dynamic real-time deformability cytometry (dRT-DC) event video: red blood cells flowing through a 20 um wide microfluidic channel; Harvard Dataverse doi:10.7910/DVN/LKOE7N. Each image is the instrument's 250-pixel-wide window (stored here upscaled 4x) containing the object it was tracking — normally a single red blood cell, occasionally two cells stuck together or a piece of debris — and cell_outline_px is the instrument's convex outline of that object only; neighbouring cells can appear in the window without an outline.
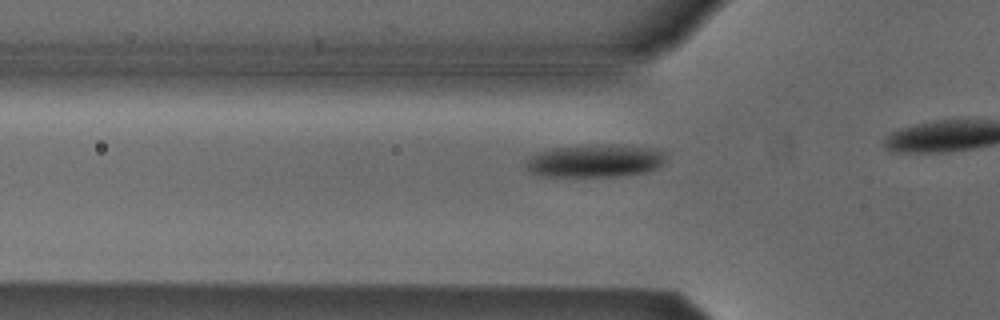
{"species": "Egyptian fruit bat (a non-hibernating species)", "species_latin": "Rousettus aegyptiacus", "temperature_condition": "cold", "stored_images_in_passage": 12, "camera_frame_rate_fps": 3000, "um_per_image_px": 0.085, "animal": {"sex": "male"}, "frame": {"image": 1, "passage_image": 7, "time_ms": 2.0, "image_size_px": [1000, 320], "cell_outline_px": [[668, 152], [664, 164], [648, 172], [616, 176], [544, 176], [532, 172], [528, 168], [528, 160], [532, 156], [540, 152], [552, 148], [580, 144], [616, 144], [656, 148]], "centroid_in_image_um": [50.71, 13.64], "position_along_channel_um": 75.1, "area_um2": 27.11}}
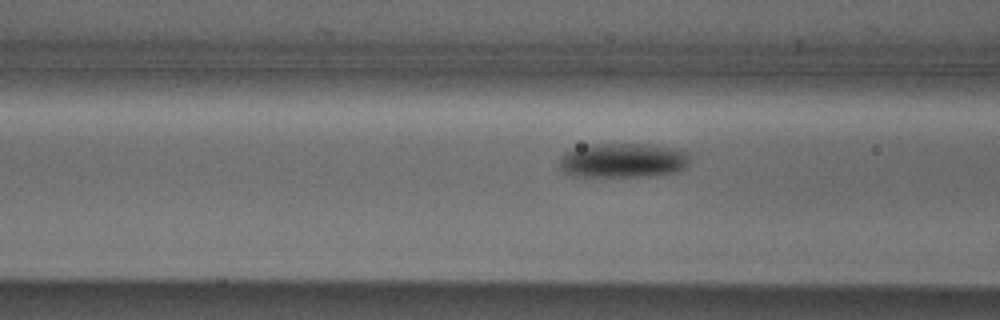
{"frame": {"image": 2, "passage_image": 10, "time_ms": 3.0, "image_size_px": [1000, 320], "cell_outline_px": [[688, 164], [684, 168], [676, 172], [656, 176], [572, 176], [564, 172], [560, 168], [560, 156], [564, 152], [572, 148], [588, 144], [652, 144], [672, 148], [688, 152]], "centroid_in_image_um": [52.92, 13.63], "position_along_channel_um": 113.7, "area_um2": 26.53}}